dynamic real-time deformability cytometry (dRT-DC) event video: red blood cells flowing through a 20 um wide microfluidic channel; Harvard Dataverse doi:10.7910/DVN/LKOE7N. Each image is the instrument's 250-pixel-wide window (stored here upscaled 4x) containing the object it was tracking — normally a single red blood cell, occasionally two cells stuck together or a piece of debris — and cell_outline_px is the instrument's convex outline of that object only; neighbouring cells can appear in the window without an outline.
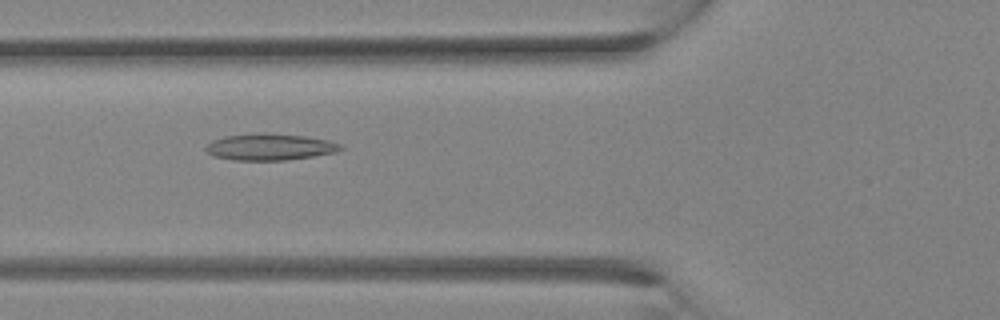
{"species": "Egyptian fruit bat (a non-hibernating species)", "species_latin": "Rousettus aegyptiacus", "temperature_condition": "room temperature", "stored_images_in_passage": 24, "camera_frame_rate_fps": 3000, "um_per_image_px": 0.085, "animal": {"sex": "female"}, "frame": {"image": 1, "passage_image": 4, "time_ms": 1.0, "image_size_px": [1000, 320], "cell_outline_px": [[344, 148], [336, 152], [288, 160], [232, 160], [216, 156], [208, 152], [204, 148], [212, 140], [224, 136], [260, 132], [264, 132], [304, 136], [328, 140], [340, 144]], "centroid_in_image_um": [22.93, 12.48], "position_along_channel_um": 102.9, "area_um2": 20.87}}
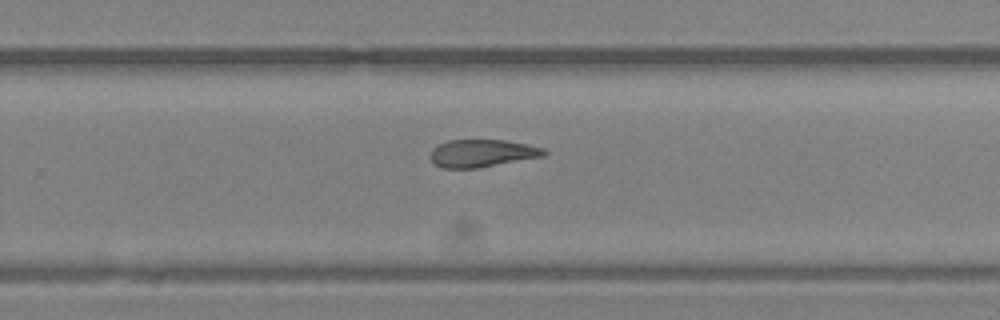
{"frame": {"image": 2, "passage_image": 13, "time_ms": 4.0, "image_size_px": [1000, 320], "cell_outline_px": [[548, 152], [544, 156], [476, 168], [444, 168], [436, 164], [432, 160], [432, 148], [436, 144], [448, 140], [504, 140], [528, 144], [544, 148]], "centroid_in_image_um": [40.99, 13.01], "position_along_channel_um": 288.8, "area_um2": 18.15}}
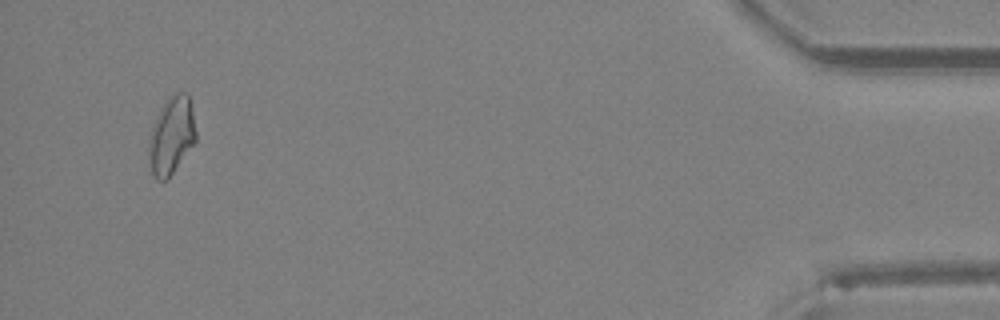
{"frame": {"image": 3, "passage_image": 23, "time_ms": 7.333, "image_size_px": [1000, 320], "cell_outline_px": [[196, 140], [168, 180], [156, 180], [152, 176], [148, 152], [148, 140], [156, 116], [160, 108], [168, 96], [176, 92], [184, 92], [188, 96], [192, 112], [196, 132]], "centroid_in_image_um": [14.55, 11.55], "position_along_channel_um": 420.7, "area_um2": 21.33}}